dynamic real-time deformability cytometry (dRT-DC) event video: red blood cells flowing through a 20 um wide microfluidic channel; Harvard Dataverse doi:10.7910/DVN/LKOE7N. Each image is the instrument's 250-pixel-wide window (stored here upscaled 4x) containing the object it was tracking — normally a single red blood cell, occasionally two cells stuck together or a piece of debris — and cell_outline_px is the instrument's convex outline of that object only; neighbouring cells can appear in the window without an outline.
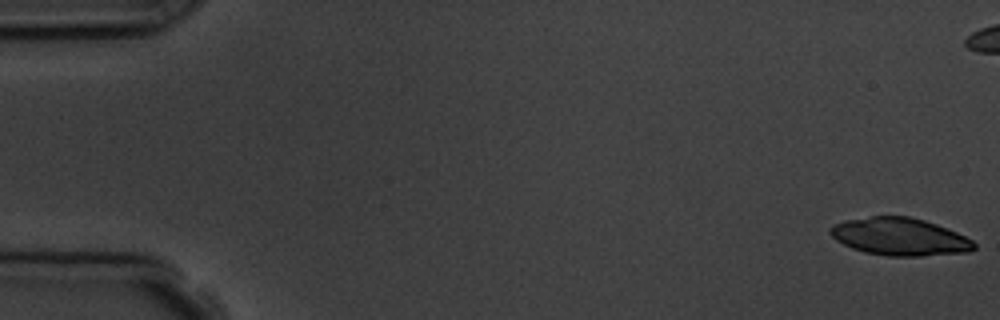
{"species": "common noctule bat (a hibernating species)", "species_latin": "Nyctalus noctula", "temperature_condition": "room temperature", "stored_images_in_passage": 7, "camera_frame_rate_fps": 3000, "um_per_image_px": 0.085, "animal": {"sex": "male", "body_mass_g": 19.5, "forearm_length_mm": 54.6}, "frame": {"image": 1, "passage_image": 1, "time_ms": 0.0, "image_size_px": [1000, 320], "cell_outline_px": [[976, 248], [968, 252], [920, 256], [888, 256], [864, 252], [852, 248], [836, 240], [828, 232], [828, 228], [832, 224], [844, 220], [872, 216], [908, 216], [924, 220], [936, 224], [956, 232], [972, 240], [976, 244]], "centroid_in_image_um": [76.44, 20.12], "position_along_channel_um": 8.6, "area_um2": 31.56}}